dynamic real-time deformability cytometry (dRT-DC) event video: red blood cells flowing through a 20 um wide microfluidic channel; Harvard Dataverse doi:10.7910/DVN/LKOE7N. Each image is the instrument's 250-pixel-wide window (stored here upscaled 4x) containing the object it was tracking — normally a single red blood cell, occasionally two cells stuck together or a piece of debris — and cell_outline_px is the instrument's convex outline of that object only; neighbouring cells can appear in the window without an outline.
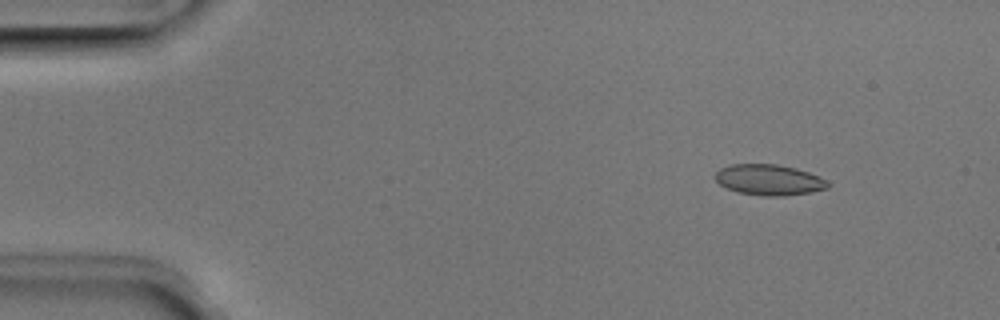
{"species": "Egyptian fruit bat (a non-hibernating species)", "species_latin": "Rousettus aegyptiacus", "temperature_condition": "room temperature", "stored_images_in_passage": 51, "camera_frame_rate_fps": 3000, "um_per_image_px": 0.085, "animal": {"sex": "male"}, "frame": {"image": 1, "passage_image": 6, "time_ms": 1.667, "image_size_px": [1000, 320], "cell_outline_px": [[832, 184], [828, 188], [812, 192], [784, 196], [764, 196], [740, 192], [728, 188], [720, 184], [712, 176], [720, 168], [732, 164], [776, 164], [796, 168], [820, 176], [828, 180]], "centroid_in_image_um": [65.41, 15.28], "position_along_channel_um": 19.6, "area_um2": 20.35}}
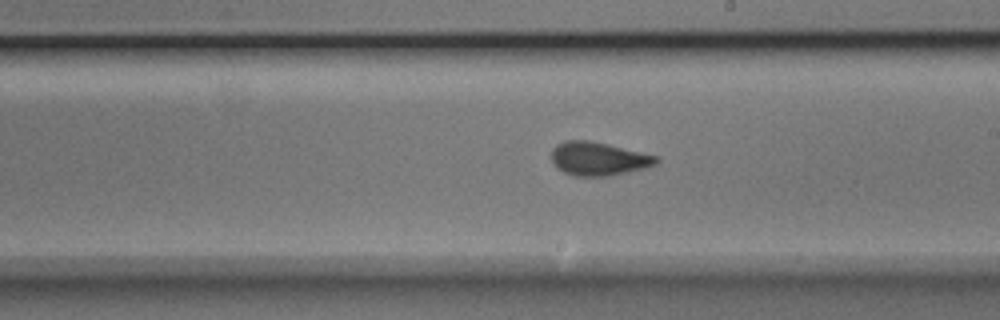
{"frame": {"image": 2, "passage_image": 29, "time_ms": 9.333, "image_size_px": [1000, 320], "cell_outline_px": [[660, 160], [656, 164], [648, 168], [608, 176], [576, 176], [564, 172], [552, 164], [552, 148], [556, 144], [564, 140], [592, 140], [656, 156]], "centroid_in_image_um": [50.85, 13.49], "position_along_channel_um": 238.1, "area_um2": 20.58}}
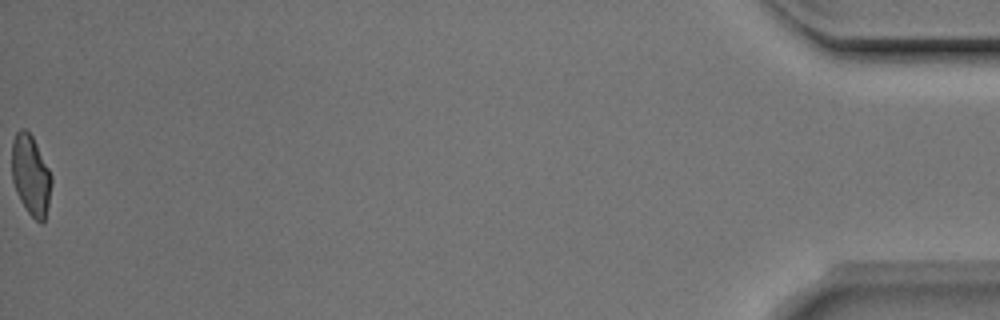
{"frame": {"image": 3, "passage_image": 51, "time_ms": 16.667, "image_size_px": [1000, 320], "cell_outline_px": [[52, 184], [48, 204], [44, 220], [40, 224], [28, 212], [20, 200], [16, 192], [12, 180], [12, 140], [16, 132], [20, 128], [24, 128], [32, 136], [52, 176]], "centroid_in_image_um": [2.6, 14.89], "position_along_channel_um": 432.6, "area_um2": 18.44}, "authors_computed_cell_mechanics": {"area_um2": 19.9988, "velocity_mm_per_s": 4.0156, "shape_relaxation_time_tau1_ms": 3.0614, "shape_relaxation_time_tau2_ms": 0.9269, "deformation_change_tau1": 0.1215, "deformation_change_tau2": 0.0602}}